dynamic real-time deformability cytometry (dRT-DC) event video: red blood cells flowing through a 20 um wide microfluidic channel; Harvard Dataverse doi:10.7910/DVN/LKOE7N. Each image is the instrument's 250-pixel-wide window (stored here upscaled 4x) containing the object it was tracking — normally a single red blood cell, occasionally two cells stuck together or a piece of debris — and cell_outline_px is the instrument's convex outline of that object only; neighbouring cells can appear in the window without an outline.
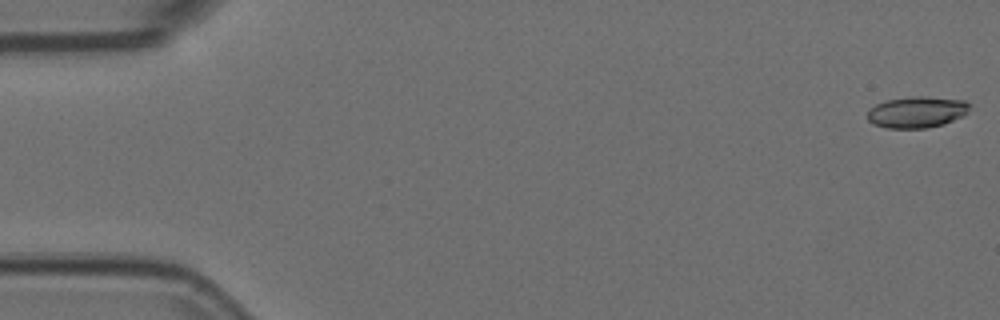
{"species": "Egyptian fruit bat (a non-hibernating species)", "species_latin": "Rousettus aegyptiacus", "temperature_condition": "room temperature", "stored_images_in_passage": 24, "camera_frame_rate_fps": 3000, "um_per_image_px": 0.085, "animal": {"sex": "female"}, "frame": {"image": 1, "passage_image": 1, "time_ms": 0.0, "image_size_px": [1000, 320], "cell_outline_px": [[968, 112], [964, 116], [944, 124], [928, 128], [888, 128], [872, 124], [868, 120], [868, 108], [876, 104], [888, 100], [912, 96], [924, 96], [964, 100], [968, 104]], "centroid_in_image_um": [77.92, 9.53], "position_along_channel_um": 7.1, "area_um2": 18.73}}
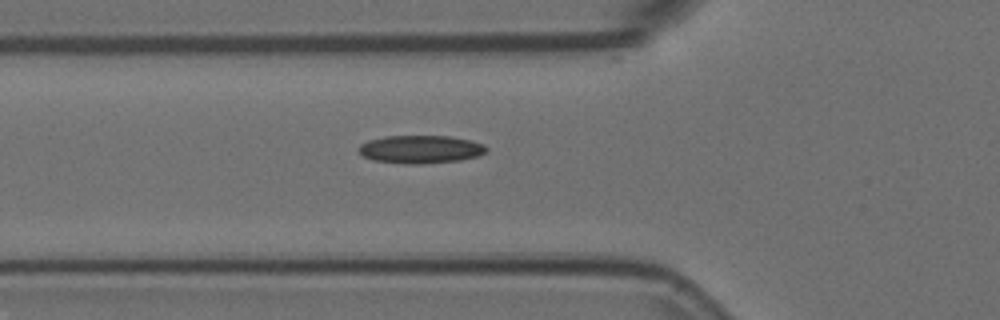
{"frame": {"image": 2, "passage_image": 19, "time_ms": 6.0, "image_size_px": [1000, 320], "cell_outline_px": [[488, 152], [476, 156], [460, 160], [420, 164], [412, 164], [372, 160], [364, 156], [356, 148], [360, 144], [368, 140], [384, 136], [452, 136], [472, 140], [484, 144], [488, 148]], "centroid_in_image_um": [35.76, 12.68], "position_along_channel_um": 90.0, "area_um2": 20.98}}
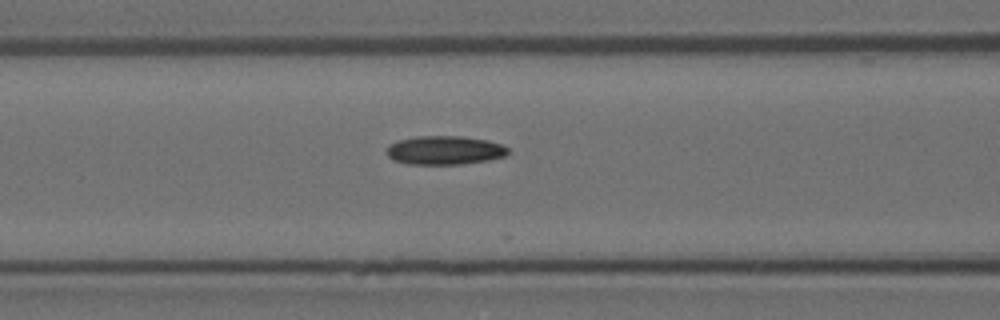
{"frame": {"image": 3, "passage_image": 22, "time_ms": 7.0, "image_size_px": [1000, 320], "cell_outline_px": [[508, 152], [504, 156], [488, 160], [460, 164], [408, 164], [392, 160], [384, 152], [388, 144], [396, 140], [416, 136], [460, 136], [488, 140], [500, 144], [508, 148]], "centroid_in_image_um": [37.71, 12.76], "position_along_channel_um": 128.9, "area_um2": 20.52}}